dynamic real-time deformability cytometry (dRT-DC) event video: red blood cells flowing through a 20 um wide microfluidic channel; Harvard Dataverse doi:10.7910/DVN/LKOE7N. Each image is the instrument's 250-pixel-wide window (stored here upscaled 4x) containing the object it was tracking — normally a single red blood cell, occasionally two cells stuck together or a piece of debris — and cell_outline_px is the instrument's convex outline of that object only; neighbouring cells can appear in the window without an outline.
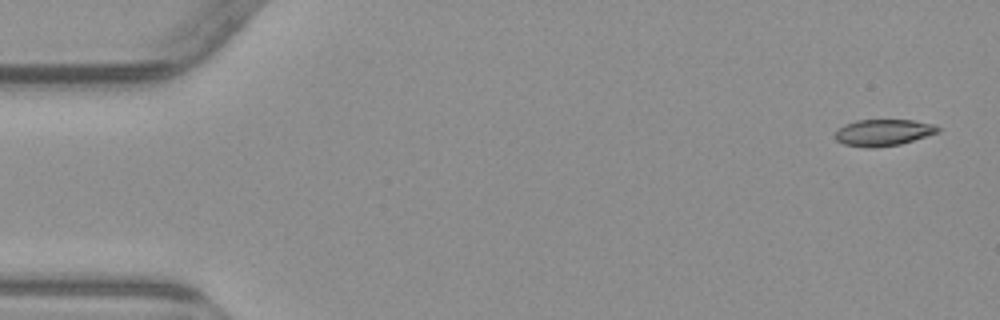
{"species": "common noctule bat (a hibernating species)", "species_latin": "Nyctalus noctula", "temperature_condition": "warm", "stored_images_in_passage": 6, "camera_frame_rate_fps": 3000, "um_per_image_px": 0.085, "animal": {"sex": "male", "body_mass_g": 23.1, "forearm_length_mm": 52.7}, "frame": {"image": 1, "passage_image": 1, "time_ms": 0.0, "image_size_px": [1000, 320], "cell_outline_px": [[940, 132], [900, 144], [872, 148], [868, 148], [844, 144], [836, 140], [832, 136], [844, 124], [856, 120], [912, 120], [936, 124], [940, 128]], "centroid_in_image_um": [75.08, 11.26], "position_along_channel_um": 9.9, "area_um2": 16.01}}
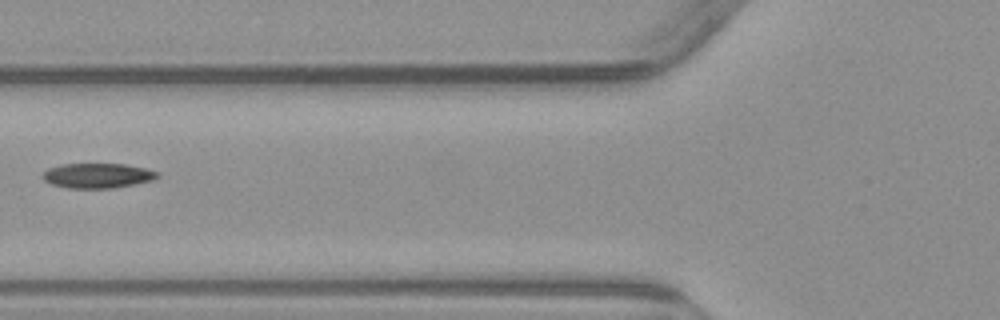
{"frame": {"image": 2, "passage_image": 6, "time_ms": 6.333, "image_size_px": [1000, 320], "cell_outline_px": [[160, 176], [152, 180], [112, 188], [68, 188], [52, 184], [44, 180], [40, 176], [48, 168], [60, 164], [124, 164], [144, 168], [156, 172]], "centroid_in_image_um": [8.23, 14.92], "position_along_channel_um": 117.6, "area_um2": 16.47}}